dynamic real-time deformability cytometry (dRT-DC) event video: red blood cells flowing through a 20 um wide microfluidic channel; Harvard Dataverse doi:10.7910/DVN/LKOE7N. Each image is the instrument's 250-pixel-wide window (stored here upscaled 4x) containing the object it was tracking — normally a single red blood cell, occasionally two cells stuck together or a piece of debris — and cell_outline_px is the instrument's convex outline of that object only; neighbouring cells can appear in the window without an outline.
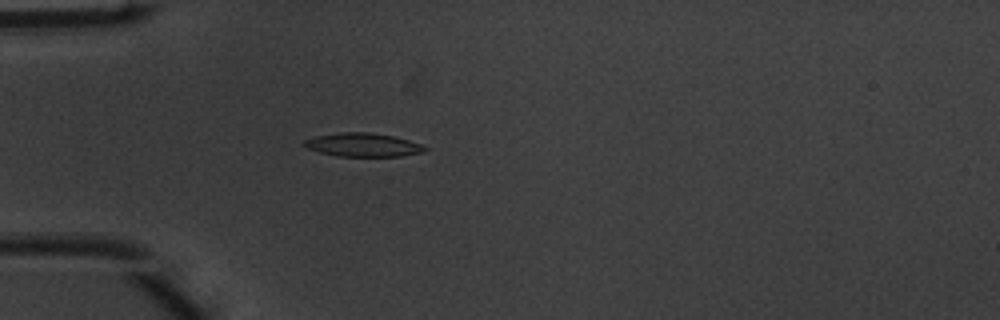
{"species": "common noctule bat (a hibernating species)", "species_latin": "Nyctalus noctula", "temperature_condition": "warm", "stored_images_in_passage": 51, "camera_frame_rate_fps": 3000, "um_per_image_px": 0.085, "animal": {"sex": "male", "body_mass_g": 20.1, "forearm_length_mm": 53.5}, "frame": {"image": 1, "passage_image": 16, "time_ms": 5.0, "image_size_px": [1000, 320], "cell_outline_px": [[428, 148], [424, 152], [400, 156], [336, 156], [320, 152], [308, 148], [300, 144], [304, 140], [316, 136], [340, 132], [368, 132], [392, 136], [408, 140], [420, 144]], "centroid_in_image_um": [30.82, 12.31], "position_along_channel_um": 54.2, "area_um2": 16.47}}
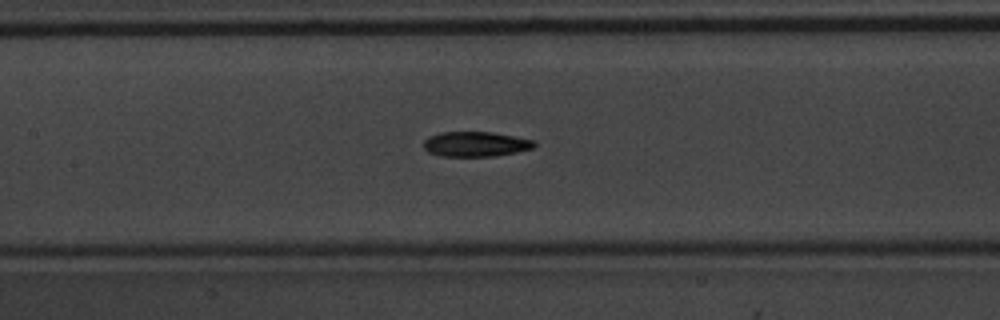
{"frame": {"image": 2, "passage_image": 25, "time_ms": 8.0, "image_size_px": [1000, 320], "cell_outline_px": [[536, 144], [532, 148], [516, 152], [496, 156], [440, 156], [428, 152], [424, 148], [424, 140], [428, 136], [440, 132], [492, 132], [516, 136], [536, 140]], "centroid_in_image_um": [40.43, 12.24], "position_along_channel_um": 167.0, "area_um2": 16.24}}
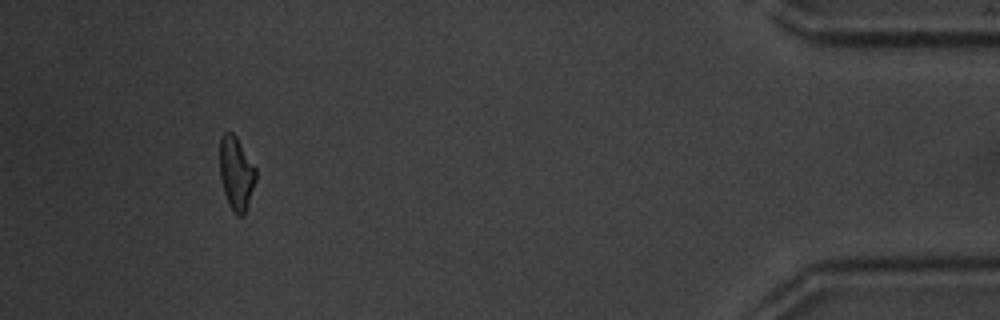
{"frame": {"image": 3, "passage_image": 48, "time_ms": 15.667, "image_size_px": [1000, 320], "cell_outline_px": [[256, 180], [244, 216], [236, 216], [232, 212], [228, 204], [224, 192], [220, 176], [220, 136], [224, 132], [232, 132], [236, 136], [256, 168]], "centroid_in_image_um": [20.08, 14.75], "position_along_channel_um": 415.1, "area_um2": 15.55}, "authors_computed_cell_mechanics": {"area_um2": 16.2418, "velocity_mm_per_s": 4.0438, "shape_relaxation_time_tau1_ms": 3.1483, "shape_relaxation_time_tau2_ms": 5.4335, "deformation_change_tau1": 0.169, "deformation_change_tau2": 0.1499}}